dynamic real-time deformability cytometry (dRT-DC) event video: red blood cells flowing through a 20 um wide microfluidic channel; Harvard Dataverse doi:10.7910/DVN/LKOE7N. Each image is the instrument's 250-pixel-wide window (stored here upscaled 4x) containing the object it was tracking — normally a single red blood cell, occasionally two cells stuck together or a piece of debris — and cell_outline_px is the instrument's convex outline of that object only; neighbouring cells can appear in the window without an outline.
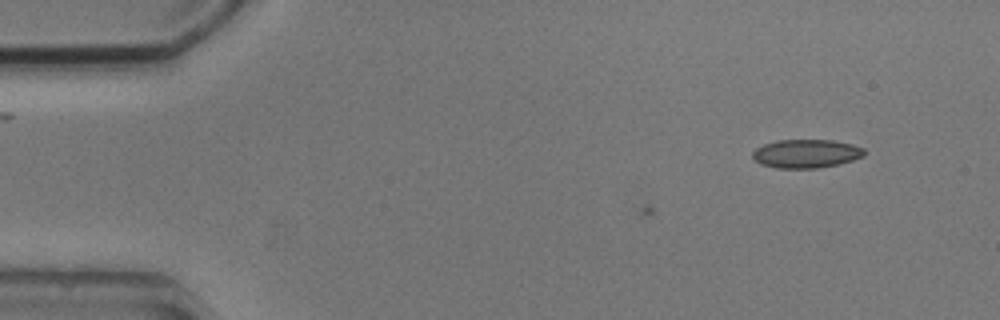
{"species": "common noctule bat (a hibernating species)", "species_latin": "Nyctalus noctula", "temperature_condition": "cold", "stored_images_in_passage": 3, "camera_frame_rate_fps": 3000, "um_per_image_px": 0.085, "animal": {"sex": "male", "body_mass_g": 20.5, "forearm_length_mm": 52.5}, "frame": {"image": 1, "passage_image": 3, "time_ms": 2.333, "image_size_px": [1000, 320], "cell_outline_px": [[864, 156], [840, 164], [816, 168], [776, 168], [760, 164], [752, 156], [752, 152], [756, 148], [764, 144], [776, 140], [832, 140], [852, 144], [864, 148]], "centroid_in_image_um": [68.52, 13.06], "position_along_channel_um": 16.5, "area_um2": 18.61}}